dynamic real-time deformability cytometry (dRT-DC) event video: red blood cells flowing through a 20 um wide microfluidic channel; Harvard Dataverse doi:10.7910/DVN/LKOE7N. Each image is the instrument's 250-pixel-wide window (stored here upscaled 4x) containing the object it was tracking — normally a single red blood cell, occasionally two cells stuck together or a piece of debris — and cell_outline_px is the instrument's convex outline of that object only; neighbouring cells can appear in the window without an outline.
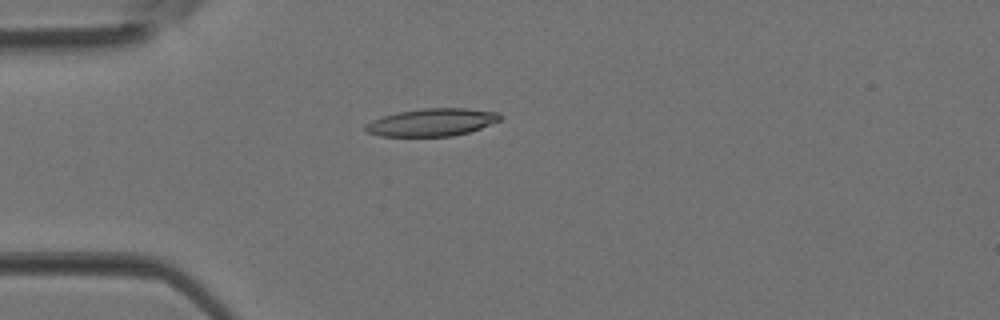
{"species": "Egyptian fruit bat (a non-hibernating species)", "species_latin": "Rousettus aegyptiacus", "temperature_condition": "room temperature", "stored_images_in_passage": 3, "camera_frame_rate_fps": 3000, "um_per_image_px": 0.085, "animal": {"sex": "female"}, "frame": {"image": 1, "passage_image": 3, "time_ms": 0.667, "image_size_px": [1000, 320], "cell_outline_px": [[500, 120], [480, 128], [468, 132], [452, 136], [380, 136], [368, 132], [364, 128], [364, 124], [372, 120], [396, 112], [424, 108], [464, 108], [500, 112]], "centroid_in_image_um": [36.69, 10.39], "position_along_channel_um": 48.3, "area_um2": 21.56}}